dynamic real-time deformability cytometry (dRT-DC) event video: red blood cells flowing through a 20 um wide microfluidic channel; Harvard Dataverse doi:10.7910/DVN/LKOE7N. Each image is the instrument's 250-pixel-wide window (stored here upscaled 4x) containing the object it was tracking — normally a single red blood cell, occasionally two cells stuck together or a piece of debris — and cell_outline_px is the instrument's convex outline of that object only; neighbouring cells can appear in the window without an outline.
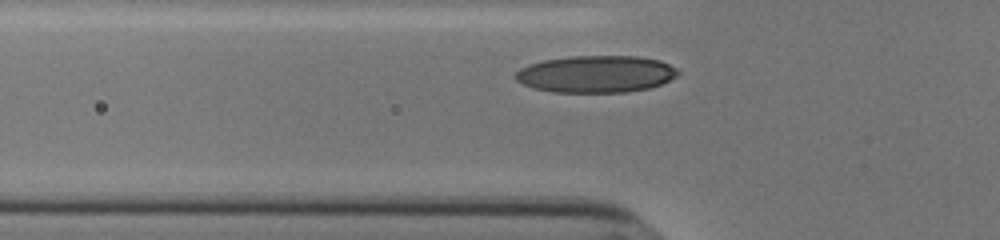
{"species": "human", "species_latin": "Homo sapiens", "temperature_condition": "cold", "stored_images_in_passage": 29, "camera_frame_rate_fps": 3000, "um_per_image_px": 0.085, "donor": {"sex": "male"}, "frame": {"image": 1, "passage_image": 5, "time_ms": 1.333, "image_size_px": [1000, 240], "cell_outline_px": [[676, 72], [668, 80], [660, 84], [644, 88], [616, 92], [564, 92], [540, 88], [528, 84], [520, 80], [516, 76], [516, 72], [532, 64], [548, 60], [592, 56], [628, 56], [656, 60], [668, 64]], "centroid_in_image_um": [50.69, 6.29], "position_along_channel_um": 75.1, "area_um2": 32.83}}
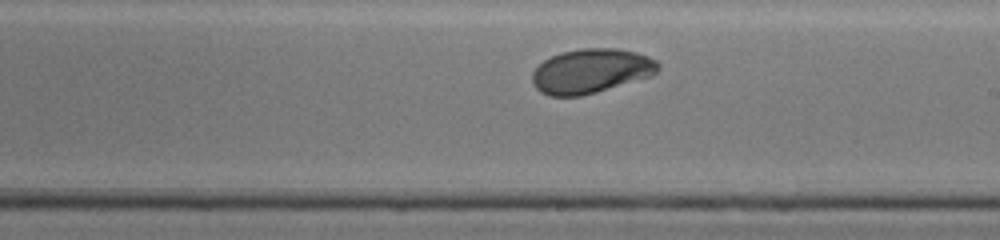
{"frame": {"image": 2, "passage_image": 18, "time_ms": 5.667, "image_size_px": [1000, 240], "cell_outline_px": [[656, 68], [652, 72], [592, 92], [576, 96], [552, 96], [544, 92], [536, 84], [532, 76], [536, 68], [544, 60], [552, 56], [564, 52], [632, 52], [644, 56], [652, 60], [656, 64]], "centroid_in_image_um": [50.05, 6.08], "position_along_channel_um": 238.9, "area_um2": 28.73}}
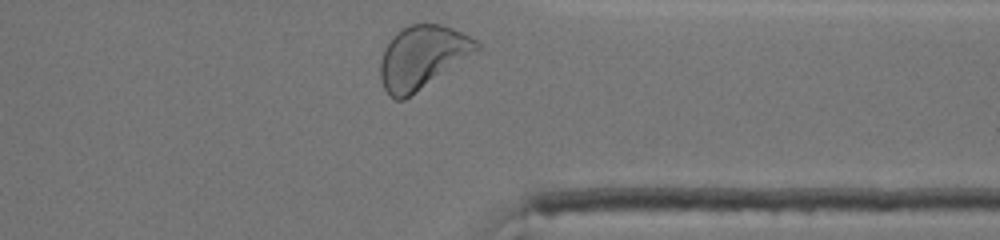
{"frame": {"image": 3, "passage_image": 29, "time_ms": 9.333, "image_size_px": [1000, 240], "cell_outline_px": [[472, 40], [408, 96], [400, 100], [392, 96], [388, 92], [384, 84], [384, 52], [388, 44], [404, 28], [416, 24], [436, 24], [448, 28]], "centroid_in_image_um": [35.58, 4.79], "position_along_channel_um": 375.8, "area_um2": 28.61}, "authors_computed_cell_mechanics": {"area_um2": 29.4202, "velocity_mm_per_s": 3.7914, "shape_relaxation_time_tau1_ms": 5.2597, "shape_relaxation_time_tau2_ms": 4.1468, "deformation_change_tau1": 0.1904, "deformation_change_tau2": 0.089}}